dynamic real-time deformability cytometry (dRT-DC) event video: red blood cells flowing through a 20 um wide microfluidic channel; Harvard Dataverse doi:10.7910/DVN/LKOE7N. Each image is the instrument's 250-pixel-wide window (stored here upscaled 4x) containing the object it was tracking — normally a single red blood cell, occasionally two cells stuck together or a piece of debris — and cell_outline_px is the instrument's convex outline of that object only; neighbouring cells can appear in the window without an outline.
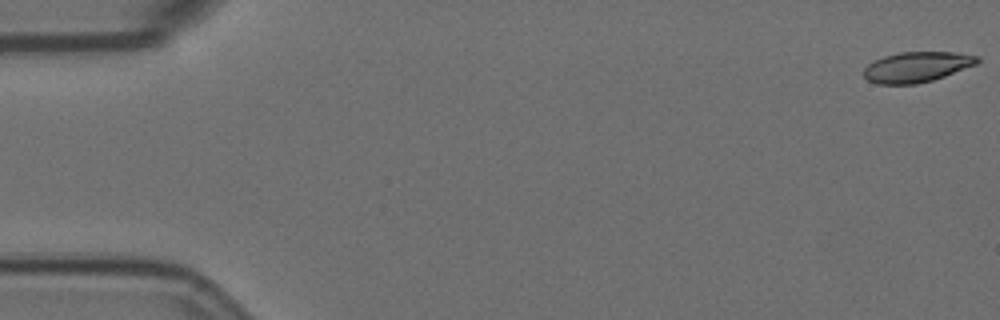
{"species": "Egyptian fruit bat (a non-hibernating species)", "species_latin": "Rousettus aegyptiacus", "temperature_condition": "room temperature", "stored_images_in_passage": 57, "camera_frame_rate_fps": 3000, "um_per_image_px": 0.085, "animal": {"sex": "female"}, "frame": {"image": 1, "passage_image": 1, "time_ms": 0.0, "image_size_px": [1000, 320], "cell_outline_px": [[980, 60], [976, 64], [944, 76], [932, 80], [916, 84], [876, 84], [868, 80], [864, 76], [864, 68], [868, 64], [884, 56], [900, 52], [956, 52], [980, 56]], "centroid_in_image_um": [77.93, 5.69], "position_along_channel_um": 7.1, "area_um2": 20.0}}
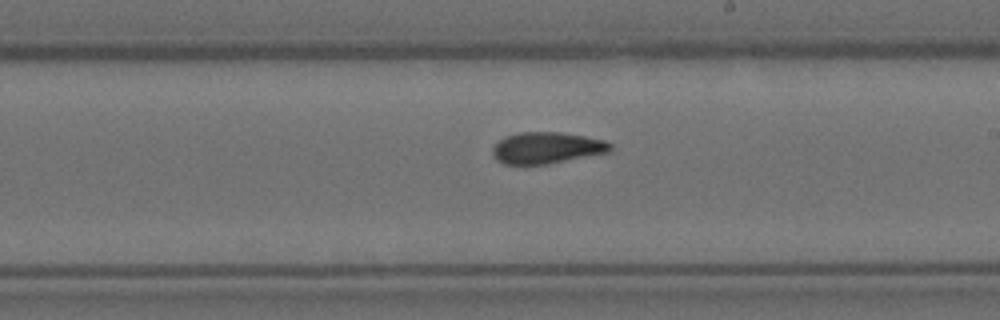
{"frame": {"image": 2, "passage_image": 33, "time_ms": 10.667, "image_size_px": [1000, 320], "cell_outline_px": [[612, 148], [608, 152], [548, 164], [504, 164], [496, 160], [492, 152], [492, 148], [504, 136], [520, 132], [560, 132], [584, 136], [604, 140], [612, 144]], "centroid_in_image_um": [46.45, 12.56], "position_along_channel_um": 242.5, "area_um2": 21.5}}
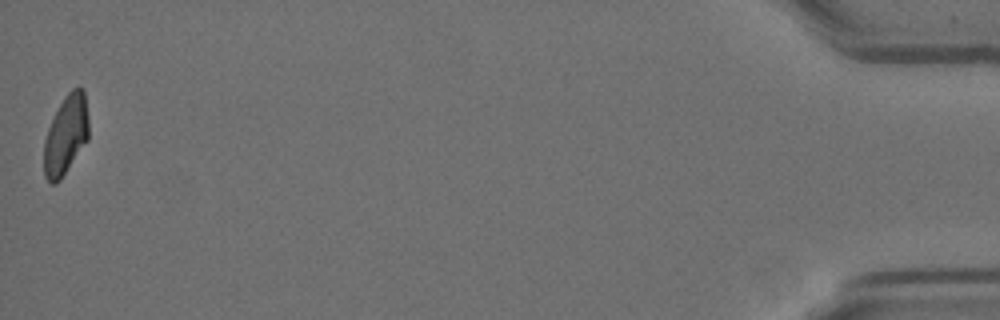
{"frame": {"image": 3, "passage_image": 57, "time_ms": 18.667, "image_size_px": [1000, 320], "cell_outline_px": [[88, 140], [60, 180], [56, 184], [52, 184], [44, 176], [44, 140], [48, 128], [64, 96], [72, 88], [84, 88], [88, 116]], "centroid_in_image_um": [5.6, 11.48], "position_along_channel_um": 429.6, "area_um2": 20.63}, "authors_computed_cell_mechanics": {"area_um2": 21.5016, "velocity_mm_per_s": 3.558, "shape_relaxation_time_tau1_ms": null, "shape_relaxation_time_tau2_ms": 4.791, "deformation_change_tau1": null, "deformation_change_tau2": 0.0999}}